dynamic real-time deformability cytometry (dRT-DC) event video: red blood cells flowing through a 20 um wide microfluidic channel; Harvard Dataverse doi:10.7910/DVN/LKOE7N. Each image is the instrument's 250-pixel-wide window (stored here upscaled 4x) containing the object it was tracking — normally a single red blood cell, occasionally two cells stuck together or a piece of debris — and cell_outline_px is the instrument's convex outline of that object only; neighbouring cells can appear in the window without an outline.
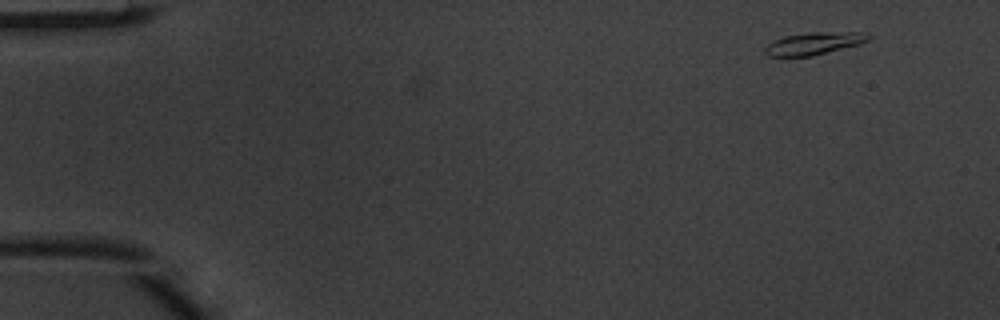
{"species": "common noctule bat (a hibernating species)", "species_latin": "Nyctalus noctula", "temperature_condition": "warm", "stored_images_in_passage": 4, "camera_frame_rate_fps": 3000, "um_per_image_px": 0.085, "animal": {"sex": "male", "body_mass_g": 20.1, "forearm_length_mm": 53.5}, "frame": {"image": 1, "passage_image": 1, "time_ms": 0.0, "image_size_px": [1000, 320], "cell_outline_px": [[872, 36], [868, 40], [860, 44], [812, 56], [768, 56], [764, 52], [764, 48], [768, 44], [784, 36], [812, 32], [868, 32]], "centroid_in_image_um": [69.23, 3.68], "position_along_channel_um": 15.8, "area_um2": 13.47}}
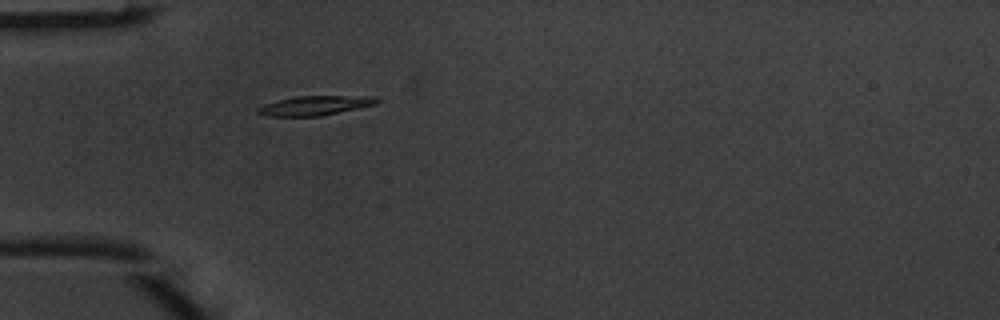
{"frame": {"image": 2, "passage_image": 4, "time_ms": 1.0, "image_size_px": [1000, 320], "cell_outline_px": [[380, 100], [376, 104], [320, 116], [268, 116], [256, 112], [256, 108], [264, 104], [296, 96], [368, 96]], "centroid_in_image_um": [26.73, 8.97], "position_along_channel_um": 58.3, "area_um2": 13.24}}